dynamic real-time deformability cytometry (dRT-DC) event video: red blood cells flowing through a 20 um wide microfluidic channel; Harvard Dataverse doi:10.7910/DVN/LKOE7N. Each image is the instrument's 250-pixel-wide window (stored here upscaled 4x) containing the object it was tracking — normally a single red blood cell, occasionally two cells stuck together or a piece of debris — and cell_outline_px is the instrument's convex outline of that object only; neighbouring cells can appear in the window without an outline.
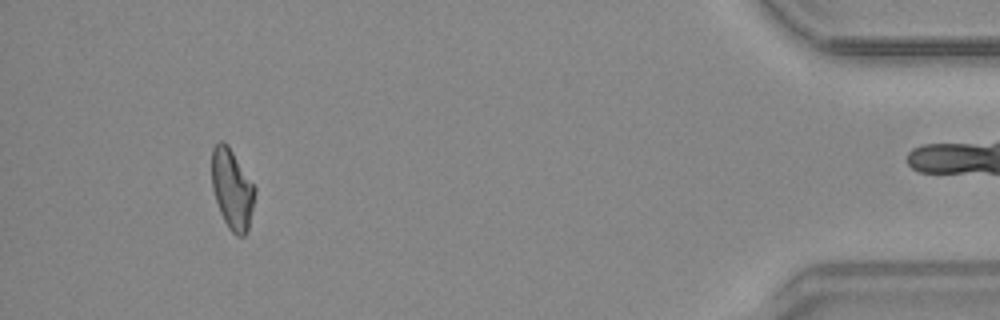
{"species": "common noctule bat (a hibernating species)", "species_latin": "Nyctalus noctula", "temperature_condition": "warm", "stored_images_in_passage": 39, "camera_frame_rate_fps": 3000, "um_per_image_px": 0.085, "animal": {"sex": "male", "body_mass_g": 20.4}, "frame": {"image": 1, "passage_image": 34, "time_ms": 11.0, "image_size_px": [1000, 320], "cell_outline_px": [[256, 192], [248, 228], [244, 236], [236, 236], [228, 228], [220, 212], [212, 188], [212, 148], [220, 140], [224, 140], [228, 144], [256, 188]], "centroid_in_image_um": [19.73, 16.06], "position_along_channel_um": 415.5, "area_um2": 20.11}, "authors_computed_cell_mechanics": {"area_um2": 20.4612, "velocity_mm_per_s": 3.767, "shape_relaxation_time_tau1_ms": 9.7428, "shape_relaxation_time_tau2_ms": 4.3864, "deformation_change_tau1": 0.2084, "deformation_change_tau2": 0.1271}}